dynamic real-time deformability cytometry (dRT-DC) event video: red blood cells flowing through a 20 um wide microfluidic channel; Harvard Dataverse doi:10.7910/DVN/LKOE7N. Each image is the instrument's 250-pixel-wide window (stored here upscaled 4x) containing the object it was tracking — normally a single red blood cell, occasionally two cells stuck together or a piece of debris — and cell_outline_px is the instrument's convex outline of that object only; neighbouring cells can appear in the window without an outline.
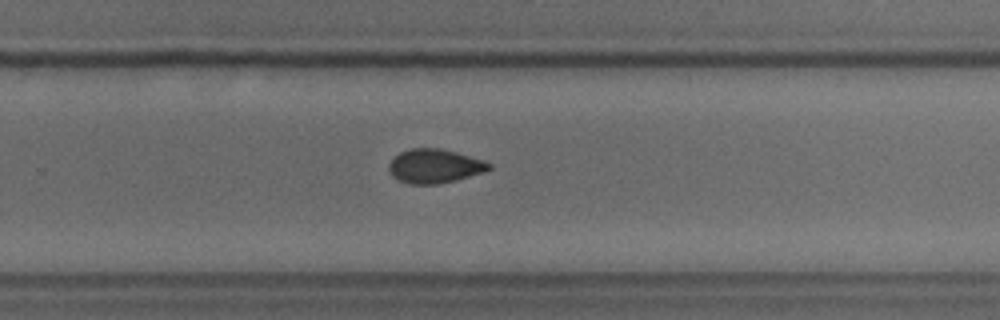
{"species": "common noctule bat (a hibernating species)", "species_latin": "Nyctalus noctula", "temperature_condition": "cold", "stored_images_in_passage": 27, "camera_frame_rate_fps": 3000, "um_per_image_px": 0.085, "animal": {"sex": "male", "body_mass_g": 18.8}, "frame": {"image": 1, "passage_image": 26, "time_ms": 8.333, "image_size_px": [1000, 320], "cell_outline_px": [[492, 168], [484, 172], [456, 180], [436, 184], [408, 184], [396, 180], [388, 172], [388, 164], [400, 152], [412, 148], [440, 148], [456, 152], [484, 160], [492, 164]], "centroid_in_image_um": [36.93, 14.12], "position_along_channel_um": 292.9, "area_um2": 20.0}}